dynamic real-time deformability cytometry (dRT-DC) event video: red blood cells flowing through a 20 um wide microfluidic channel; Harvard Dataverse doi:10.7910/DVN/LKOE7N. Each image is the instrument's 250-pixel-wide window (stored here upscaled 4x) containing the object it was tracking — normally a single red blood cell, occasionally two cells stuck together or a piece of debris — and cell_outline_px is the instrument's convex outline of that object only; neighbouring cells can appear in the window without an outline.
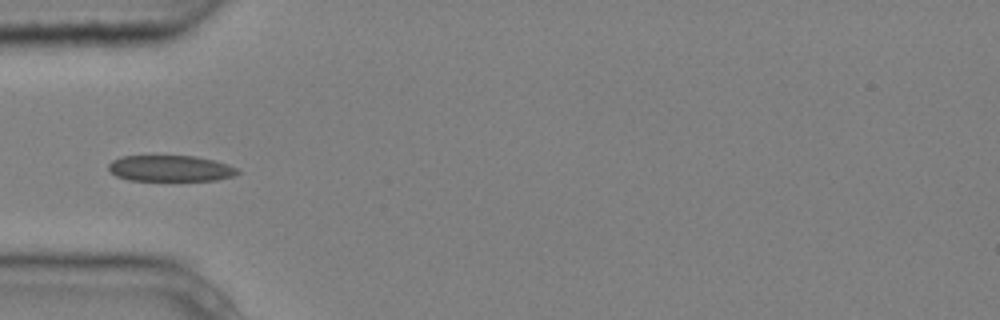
{"species": "common noctule bat (a hibernating species)", "species_latin": "Nyctalus noctula", "temperature_condition": "cold", "stored_images_in_passage": 8, "camera_frame_rate_fps": 3000, "um_per_image_px": 0.085, "animal": {"sex": "male", "body_mass_g": 20.4}, "frame": {"image": 1, "passage_image": 6, "time_ms": 1.667, "image_size_px": [1000, 320], "cell_outline_px": [[240, 172], [232, 176], [216, 180], [128, 180], [116, 176], [108, 168], [108, 164], [112, 160], [124, 156], [196, 156], [228, 164], [236, 168]], "centroid_in_image_um": [14.47, 14.31], "position_along_channel_um": 70.5, "area_um2": 19.42}}
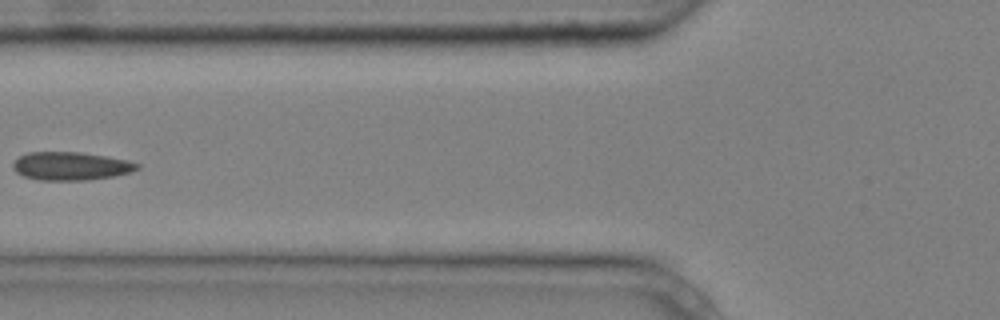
{"frame": {"image": 2, "passage_image": 7, "time_ms": 2.0, "image_size_px": [1000, 320], "cell_outline_px": [[140, 168], [128, 172], [112, 176], [88, 180], [40, 180], [24, 176], [16, 172], [12, 168], [12, 164], [20, 156], [28, 152], [80, 152], [128, 160], [140, 164]], "centroid_in_image_um": [6.0, 14.11], "position_along_channel_um": 119.8, "area_um2": 20.29}}